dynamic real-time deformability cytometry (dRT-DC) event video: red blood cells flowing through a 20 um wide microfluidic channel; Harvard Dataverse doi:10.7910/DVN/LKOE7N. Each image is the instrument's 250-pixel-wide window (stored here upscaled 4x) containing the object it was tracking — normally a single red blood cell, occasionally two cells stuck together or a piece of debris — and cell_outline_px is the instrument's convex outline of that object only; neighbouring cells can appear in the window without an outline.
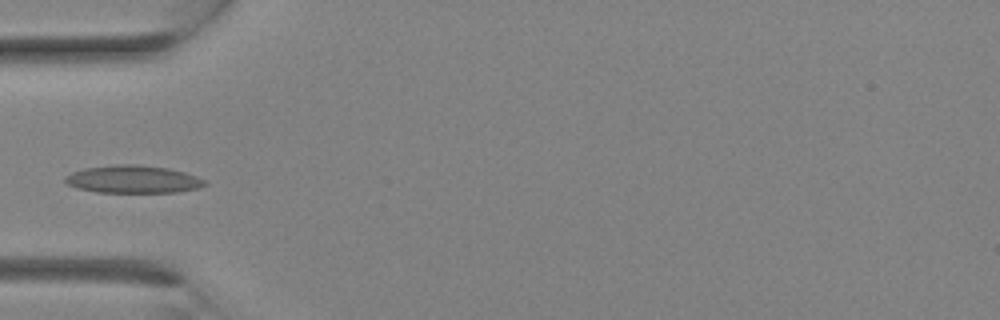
{"species": "Egyptian fruit bat (a non-hibernating species)", "species_latin": "Rousettus aegyptiacus", "temperature_condition": "room temperature", "stored_images_in_passage": 10, "camera_frame_rate_fps": 3000, "um_per_image_px": 0.085, "animal": {"sex": "female"}, "frame": {"image": 1, "passage_image": 9, "time_ms": 2.667, "image_size_px": [1000, 320], "cell_outline_px": [[208, 184], [196, 188], [176, 192], [96, 192], [76, 188], [68, 184], [64, 180], [64, 176], [72, 172], [84, 168], [116, 164], [136, 164], [168, 168], [184, 172], [196, 176], [204, 180]], "centroid_in_image_um": [11.27, 15.23], "position_along_channel_um": 73.7, "area_um2": 22.48}}